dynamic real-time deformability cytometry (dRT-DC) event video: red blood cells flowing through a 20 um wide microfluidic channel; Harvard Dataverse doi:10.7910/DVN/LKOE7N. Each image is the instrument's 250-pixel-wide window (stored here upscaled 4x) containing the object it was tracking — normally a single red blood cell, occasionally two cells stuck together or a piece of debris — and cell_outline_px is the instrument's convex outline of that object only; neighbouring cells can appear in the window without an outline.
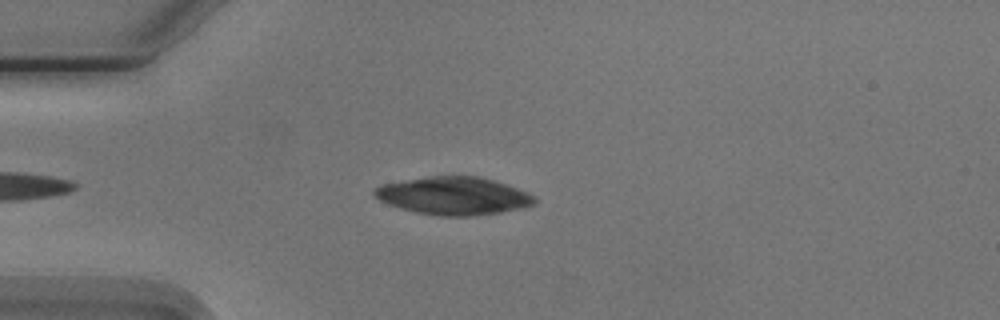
{"species": "Egyptian fruit bat (a non-hibernating species)", "species_latin": "Rousettus aegyptiacus", "temperature_condition": "cold", "stored_images_in_passage": 4, "camera_frame_rate_fps": 3000, "um_per_image_px": 0.085, "animal": {"sex": "male"}, "frame": {"image": 1, "passage_image": 2, "time_ms": 1.333, "image_size_px": [1000, 320], "cell_outline_px": [[536, 204], [524, 208], [500, 212], [472, 216], [440, 216], [416, 212], [400, 208], [388, 204], [372, 196], [372, 188], [380, 184], [428, 176], [480, 176], [508, 184], [528, 192], [536, 200]], "centroid_in_image_um": [38.53, 16.64], "position_along_channel_um": 46.5, "area_um2": 35.66}}